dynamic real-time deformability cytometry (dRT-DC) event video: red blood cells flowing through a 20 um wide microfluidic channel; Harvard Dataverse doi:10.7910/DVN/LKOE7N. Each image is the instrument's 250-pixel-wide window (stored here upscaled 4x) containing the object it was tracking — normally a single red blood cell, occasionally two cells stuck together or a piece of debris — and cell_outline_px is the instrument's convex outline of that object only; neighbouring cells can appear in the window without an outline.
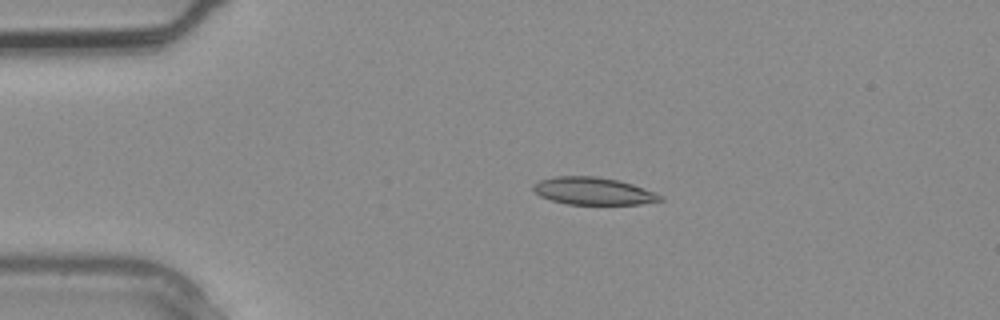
{"species": "common noctule bat (a hibernating species)", "species_latin": "Nyctalus noctula", "temperature_condition": "warm", "stored_images_in_passage": 2, "camera_frame_rate_fps": 3000, "um_per_image_px": 0.085, "animal": {"sex": "male", "body_mass_g": 20.4}, "frame": {"image": 1, "passage_image": 2, "time_ms": 0.333, "image_size_px": [1000, 320], "cell_outline_px": [[664, 200], [640, 204], [568, 204], [552, 200], [540, 196], [532, 188], [532, 184], [540, 180], [552, 176], [596, 176], [616, 180], [632, 184], [656, 192], [664, 196]], "centroid_in_image_um": [50.44, 16.23], "position_along_channel_um": 34.6, "area_um2": 20.29}}